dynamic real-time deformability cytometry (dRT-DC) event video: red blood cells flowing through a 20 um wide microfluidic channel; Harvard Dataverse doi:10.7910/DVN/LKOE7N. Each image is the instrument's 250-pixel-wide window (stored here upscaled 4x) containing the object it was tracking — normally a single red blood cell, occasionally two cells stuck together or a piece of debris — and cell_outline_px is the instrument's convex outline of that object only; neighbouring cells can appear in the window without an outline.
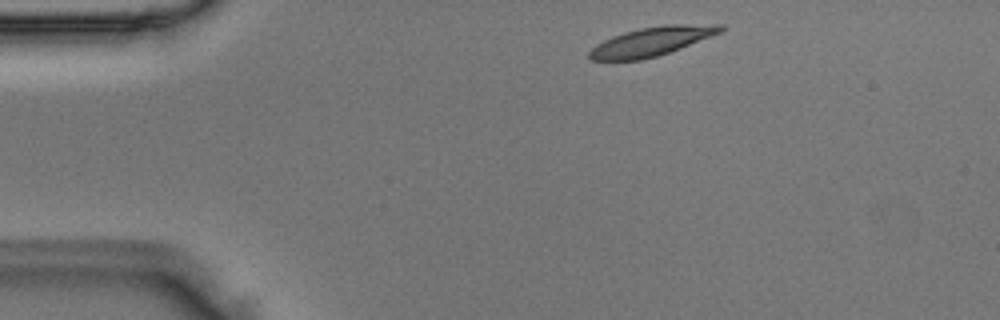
{"species": "Egyptian fruit bat (a non-hibernating species)", "species_latin": "Rousettus aegyptiacus", "temperature_condition": "room temperature", "stored_images_in_passage": 43, "camera_frame_rate_fps": 3000, "um_per_image_px": 0.085, "animal": {"sex": "male"}, "frame": {"image": 1, "passage_image": 2, "time_ms": 0.333, "image_size_px": [1000, 320], "cell_outline_px": [[724, 28], [720, 32], [680, 48], [656, 56], [640, 60], [588, 60], [588, 52], [596, 44], [612, 36], [624, 32], [640, 28], [664, 24], [724, 24]], "centroid_in_image_um": [55.35, 3.51], "position_along_channel_um": 29.6, "area_um2": 21.96}}
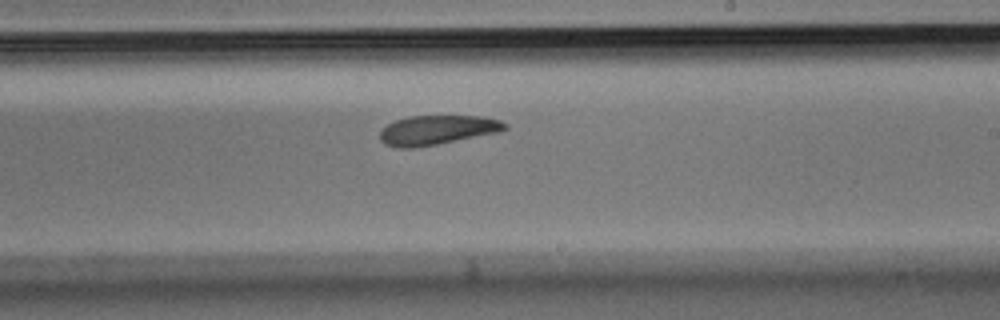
{"frame": {"image": 2, "passage_image": 23, "time_ms": 7.333, "image_size_px": [1000, 320], "cell_outline_px": [[508, 128], [500, 132], [436, 144], [412, 148], [396, 148], [384, 144], [380, 140], [380, 132], [388, 124], [396, 120], [408, 116], [484, 116], [500, 120], [508, 124]], "centroid_in_image_um": [37.18, 11.05], "position_along_channel_um": 251.8, "area_um2": 21.44}}
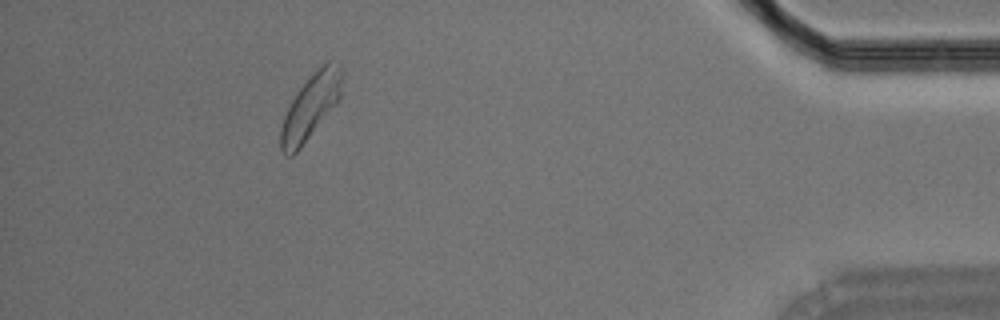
{"frame": {"image": 3, "passage_image": 39, "time_ms": 12.667, "image_size_px": [1000, 320], "cell_outline_px": [[344, 72], [340, 96], [336, 104], [300, 148], [292, 156], [288, 156], [280, 148], [280, 128], [284, 116], [296, 92], [328, 60], [344, 68]], "centroid_in_image_um": [26.41, 9.08], "position_along_channel_um": 408.8, "area_um2": 22.66}}